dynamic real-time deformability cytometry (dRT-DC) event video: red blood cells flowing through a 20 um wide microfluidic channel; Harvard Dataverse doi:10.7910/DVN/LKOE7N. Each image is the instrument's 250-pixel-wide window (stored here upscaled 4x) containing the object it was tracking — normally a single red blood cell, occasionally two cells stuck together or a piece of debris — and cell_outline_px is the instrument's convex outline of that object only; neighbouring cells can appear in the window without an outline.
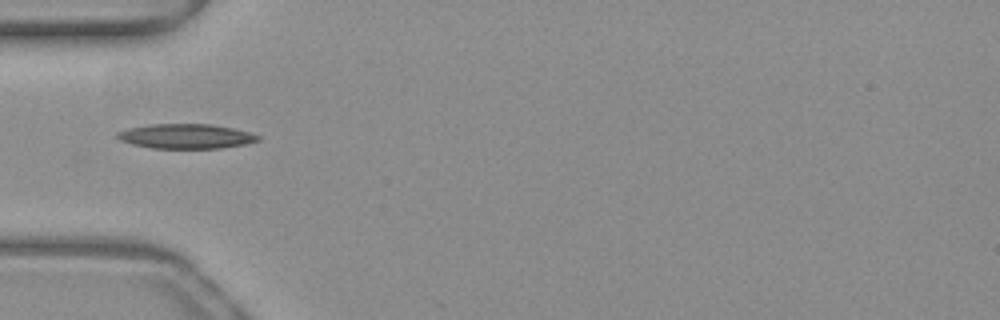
{"species": "common noctule bat (a hibernating species)", "species_latin": "Nyctalus noctula", "temperature_condition": "warm", "stored_images_in_passage": 36, "camera_frame_rate_fps": 3000, "um_per_image_px": 0.085, "animal": {"sex": "female", "body_mass_g": 19.3, "forearm_length_mm": 54.1}, "frame": {"image": 1, "passage_image": 1, "time_ms": 0.0, "image_size_px": [1000, 320], "cell_outline_px": [[260, 140], [244, 144], [220, 148], [152, 148], [132, 144], [120, 140], [116, 136], [116, 132], [128, 128], [148, 124], [212, 124], [232, 128], [248, 132], [260, 136]], "centroid_in_image_um": [15.77, 11.57], "position_along_channel_um": 69.2, "area_um2": 20.17}}
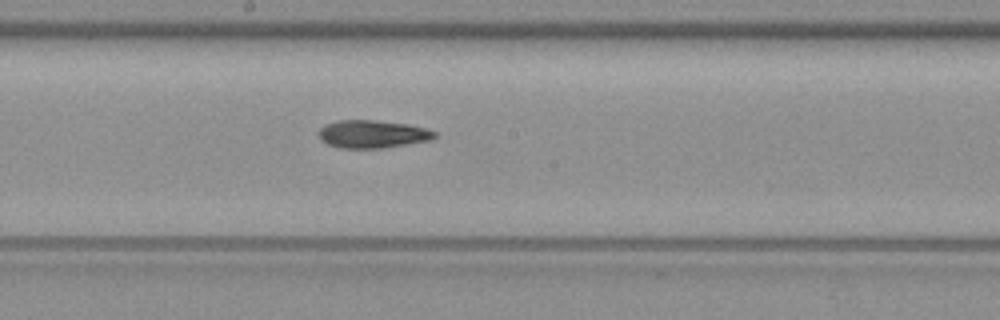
{"frame": {"image": 2, "passage_image": 12, "time_ms": 3.667, "image_size_px": [1000, 320], "cell_outline_px": [[436, 136], [432, 140], [380, 148], [340, 148], [328, 144], [320, 140], [320, 128], [324, 124], [336, 120], [376, 120], [408, 124], [424, 128], [436, 132]], "centroid_in_image_um": [31.64, 11.39], "position_along_channel_um": 216.6, "area_um2": 18.79}}
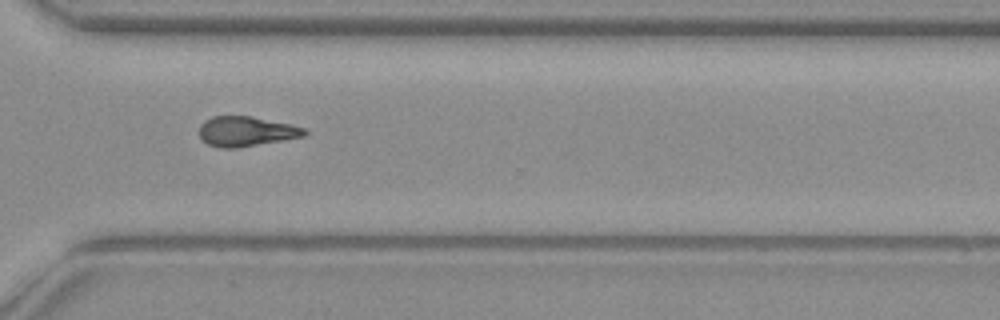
{"frame": {"image": 3, "passage_image": 22, "time_ms": 7.0, "image_size_px": [1000, 320], "cell_outline_px": [[308, 132], [304, 136], [236, 148], [220, 148], [208, 144], [200, 140], [200, 124], [204, 120], [212, 116], [252, 116], [288, 124], [304, 128]], "centroid_in_image_um": [20.86, 11.16], "position_along_channel_um": 349.7, "area_um2": 18.21}, "authors_computed_cell_mechanics": {"area_um2": 18.5249, "velocity_mm_per_s": 4.0, "shape_relaxation_time_tau1_ms": 7.8661, "shape_relaxation_time_tau2_ms": null, "deformation_change_tau1": 0.2135, "deformation_change_tau2": null}}